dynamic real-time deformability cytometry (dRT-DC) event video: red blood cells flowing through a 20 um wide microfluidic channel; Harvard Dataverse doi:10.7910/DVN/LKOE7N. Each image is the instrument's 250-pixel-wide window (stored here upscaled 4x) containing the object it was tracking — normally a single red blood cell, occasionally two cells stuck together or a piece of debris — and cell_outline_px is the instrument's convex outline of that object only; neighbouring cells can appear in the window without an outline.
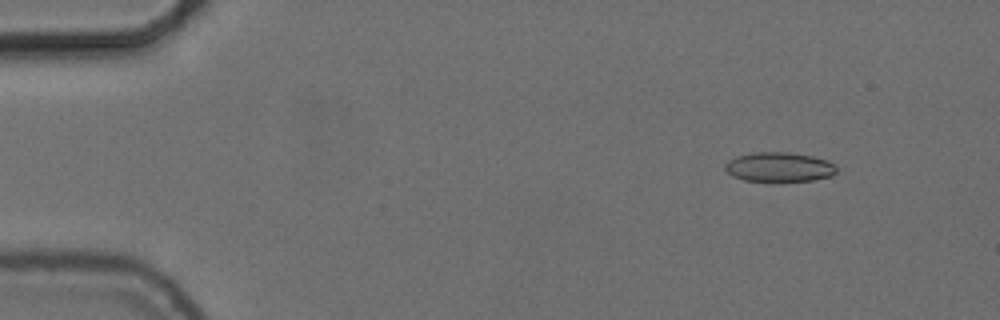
{"species": "common noctule bat (a hibernating species)", "species_latin": "Nyctalus noctula", "temperature_condition": "cold", "stored_images_in_passage": 50, "camera_frame_rate_fps": 3000, "um_per_image_px": 0.085, "animal": {"sex": "female", "body_mass_g": 24.6, "forearm_length_mm": 56.2}, "frame": {"image": 1, "passage_image": 1, "time_ms": 0.0, "image_size_px": [1000, 320], "cell_outline_px": [[836, 172], [832, 176], [812, 180], [744, 180], [732, 176], [724, 168], [724, 164], [728, 160], [736, 156], [752, 152], [788, 152], [812, 156], [824, 160], [832, 164], [836, 168]], "centroid_in_image_um": [66.18, 14.18], "position_along_channel_um": 18.8, "area_um2": 18.84}}
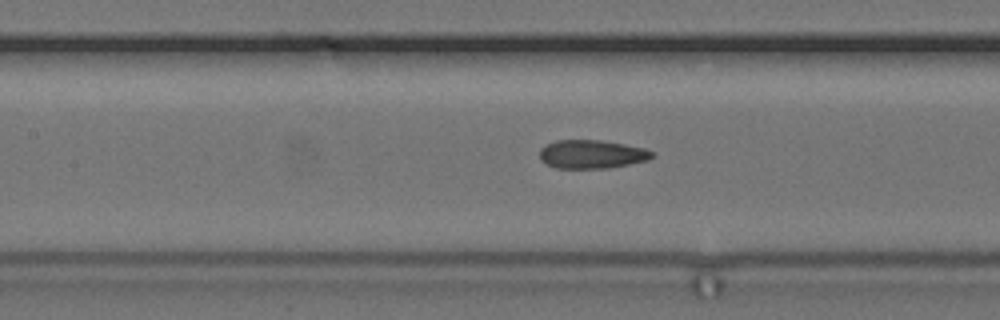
{"frame": {"image": 2, "passage_image": 20, "time_ms": 6.333, "image_size_px": [1000, 320], "cell_outline_px": [[656, 156], [648, 160], [608, 168], [556, 168], [540, 160], [540, 148], [556, 140], [600, 140], [624, 144], [644, 148], [656, 152]], "centroid_in_image_um": [50.34, 13.11], "position_along_channel_um": 157.1, "area_um2": 18.73}}
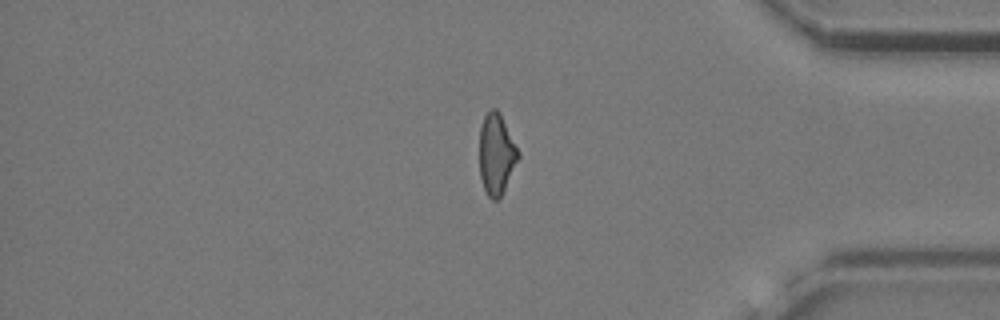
{"frame": {"image": 3, "passage_image": 41, "time_ms": 13.333, "image_size_px": [1000, 320], "cell_outline_px": [[520, 156], [500, 196], [496, 200], [492, 200], [488, 196], [484, 188], [480, 176], [480, 128], [484, 116], [492, 108], [496, 108], [500, 112], [520, 152]], "centroid_in_image_um": [42.2, 13.06], "position_along_channel_um": 393.0, "area_um2": 18.09}, "authors_computed_cell_mechanics": {"area_um2": 18.785, "velocity_mm_per_s": 3.7263, "shape_relaxation_time_tau1_ms": null, "shape_relaxation_time_tau2_ms": 2.0882, "deformation_change_tau1": null, "deformation_change_tau2": 0.0935}}